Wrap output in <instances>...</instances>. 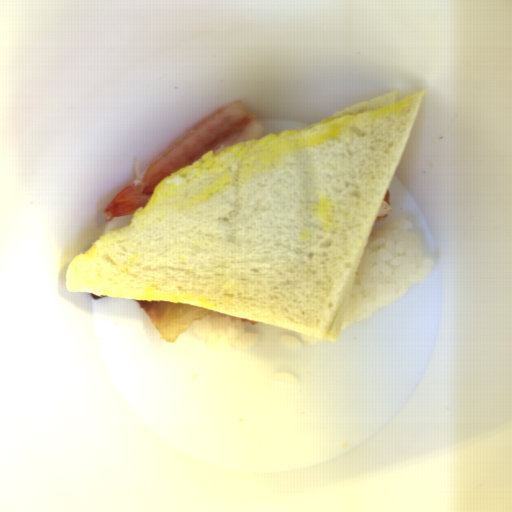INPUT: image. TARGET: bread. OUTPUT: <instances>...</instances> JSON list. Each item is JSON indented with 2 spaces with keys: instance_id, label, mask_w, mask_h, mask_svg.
<instances>
[{
  "instance_id": "obj_1",
  "label": "bread",
  "mask_w": 512,
  "mask_h": 512,
  "mask_svg": "<svg viewBox=\"0 0 512 512\" xmlns=\"http://www.w3.org/2000/svg\"><path fill=\"white\" fill-rule=\"evenodd\" d=\"M425 91L210 150L74 256L68 292L176 303L337 343Z\"/></svg>"
}]
</instances>
